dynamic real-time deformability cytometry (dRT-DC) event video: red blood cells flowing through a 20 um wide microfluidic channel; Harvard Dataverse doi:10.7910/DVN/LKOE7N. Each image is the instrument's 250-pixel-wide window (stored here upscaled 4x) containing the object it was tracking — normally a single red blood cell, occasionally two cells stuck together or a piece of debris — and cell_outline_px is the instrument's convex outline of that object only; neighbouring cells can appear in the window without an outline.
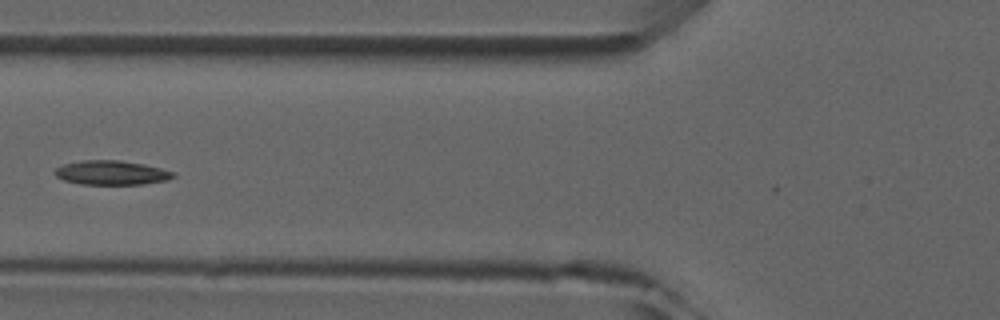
{"species": "common noctule bat (a hibernating species)", "species_latin": "Nyctalus noctula", "temperature_condition": "room temperature", "stored_images_in_passage": 4, "camera_frame_rate_fps": 3000, "um_per_image_px": 0.085, "animal": {"sex": "male", "forearm_length_mm": 52.5}, "frame": {"image": 1, "passage_image": 4, "time_ms": 3.333, "image_size_px": [1000, 320], "cell_outline_px": [[176, 176], [168, 180], [140, 184], [80, 184], [64, 180], [56, 176], [52, 172], [56, 168], [64, 164], [80, 160], [120, 160], [144, 164], [176, 172]], "centroid_in_image_um": [9.47, 14.67], "position_along_channel_um": 116.3, "area_um2": 16.82}}